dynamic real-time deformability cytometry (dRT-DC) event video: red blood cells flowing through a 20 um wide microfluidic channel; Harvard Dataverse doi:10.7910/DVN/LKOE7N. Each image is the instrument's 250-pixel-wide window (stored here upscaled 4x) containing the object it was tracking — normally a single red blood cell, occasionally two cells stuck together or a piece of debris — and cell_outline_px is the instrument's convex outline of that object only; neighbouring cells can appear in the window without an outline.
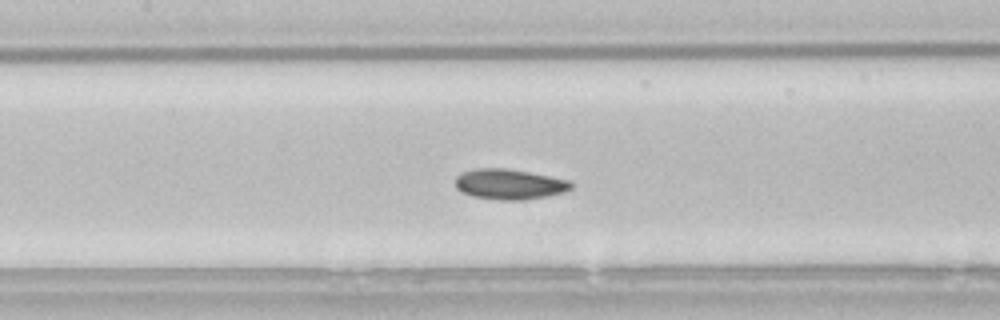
{"species": "common noctule bat (a hibernating species)", "species_latin": "Nyctalus noctula", "temperature_condition": "room temperature", "stored_images_in_passage": 52, "camera_frame_rate_fps": 3000, "um_per_image_px": 0.085, "animal": {"sex": "male", "body_mass_g": 21.5, "forearm_length_mm": 52.0}, "frame": {"image": 1, "passage_image": 22, "time_ms": 7.0, "image_size_px": [1000, 320], "cell_outline_px": [[572, 188], [564, 192], [524, 200], [500, 200], [472, 196], [460, 192], [456, 188], [456, 176], [464, 172], [476, 168], [504, 168], [528, 172], [568, 180], [572, 184]], "centroid_in_image_um": [43.26, 15.66], "position_along_channel_um": 164.1, "area_um2": 20.29}}
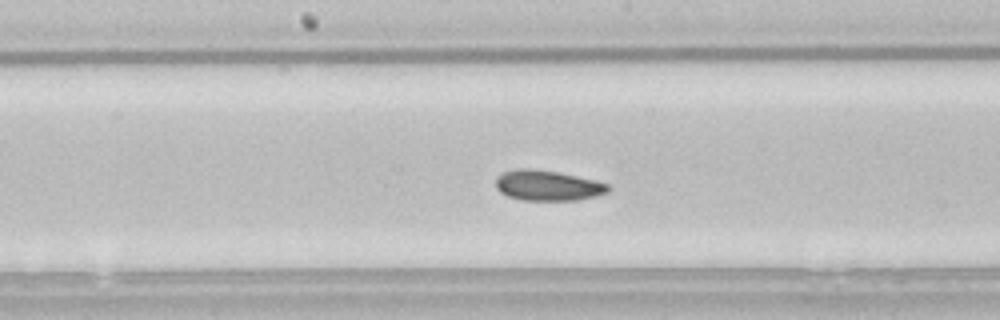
{"frame": {"image": 2, "passage_image": 25, "time_ms": 8.0, "image_size_px": [1000, 320], "cell_outline_px": [[612, 188], [608, 192], [596, 196], [576, 200], [524, 200], [508, 196], [500, 192], [496, 188], [496, 176], [504, 172], [520, 168], [528, 168], [556, 172], [596, 180], [608, 184]], "centroid_in_image_um": [46.56, 15.77], "position_along_channel_um": 201.6, "area_um2": 19.83}}
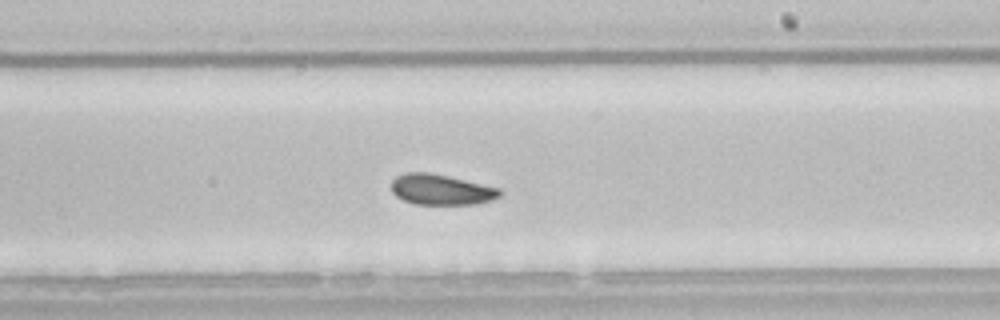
{"frame": {"image": 3, "passage_image": 29, "time_ms": 9.333, "image_size_px": [1000, 320], "cell_outline_px": [[504, 192], [500, 196], [492, 200], [476, 204], [416, 204], [404, 200], [396, 196], [392, 192], [392, 180], [396, 176], [408, 172], [428, 172], [448, 176], [500, 188]], "centroid_in_image_um": [37.52, 16.11], "position_along_channel_um": 251.5, "area_um2": 19.31}, "authors_computed_cell_mechanics": {"area_um2": 20.0855, "velocity_mm_per_s": 3.7658, "shape_relaxation_time_tau1_ms": 4.0786, "shape_relaxation_time_tau2_ms": 9.6388, "deformation_change_tau1": 0.083, "deformation_change_tau2": 0.1389}}